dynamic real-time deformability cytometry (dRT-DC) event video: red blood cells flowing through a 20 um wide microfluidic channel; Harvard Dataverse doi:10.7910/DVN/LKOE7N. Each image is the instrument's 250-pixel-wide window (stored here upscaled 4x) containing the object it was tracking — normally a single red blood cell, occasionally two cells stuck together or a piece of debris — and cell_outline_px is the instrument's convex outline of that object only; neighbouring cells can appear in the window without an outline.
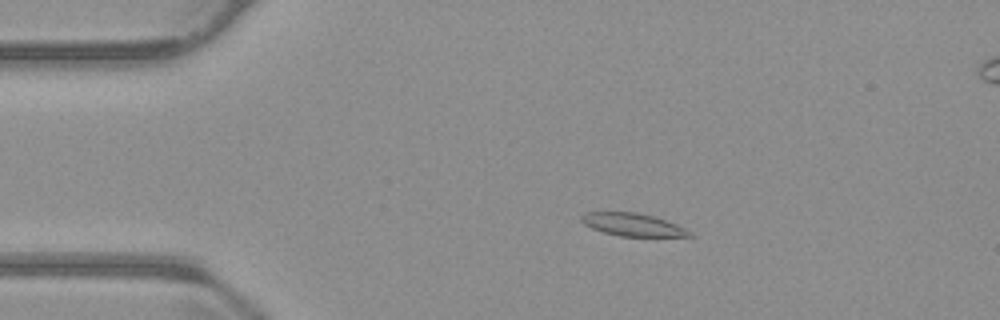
{"species": "common noctule bat (a hibernating species)", "species_latin": "Nyctalus noctula", "temperature_condition": "warm", "stored_images_in_passage": 50, "segment_of_instrument_passage": [1, 2], "camera_frame_rate_fps": 3000, "um_per_image_px": 0.085, "animal": {"sex": "male", "body_mass_g": 23.1, "forearm_length_mm": 52.7}, "frame": {"image": 1, "passage_image": 4, "time_ms": 1.0, "image_size_px": [1000, 320], "cell_outline_px": [[696, 236], [620, 236], [604, 232], [592, 228], [584, 224], [580, 220], [580, 216], [588, 212], [636, 212], [652, 216], [676, 224], [692, 232]], "centroid_in_image_um": [53.77, 19.09], "position_along_channel_um": 31.2, "area_um2": 14.16}}
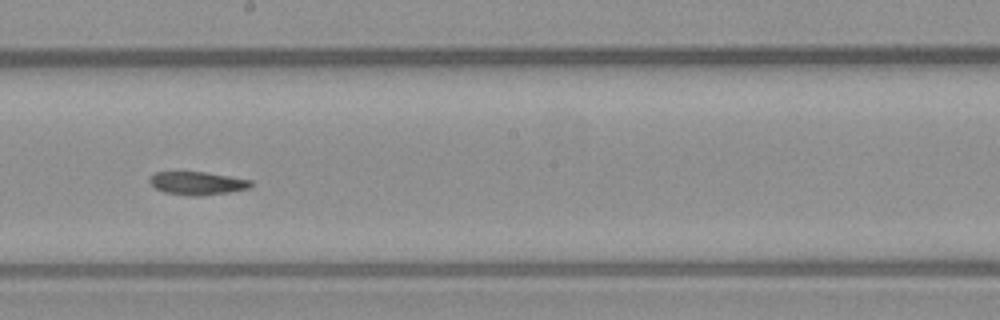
{"frame": {"image": 2, "passage_image": 24, "time_ms": 7.667, "image_size_px": [1000, 320], "cell_outline_px": [[252, 184], [248, 188], [228, 192], [200, 196], [188, 196], [164, 192], [156, 188], [148, 180], [148, 176], [156, 172], [208, 172], [252, 180]], "centroid_in_image_um": [16.75, 15.57], "position_along_channel_um": 231.5, "area_um2": 13.7}}
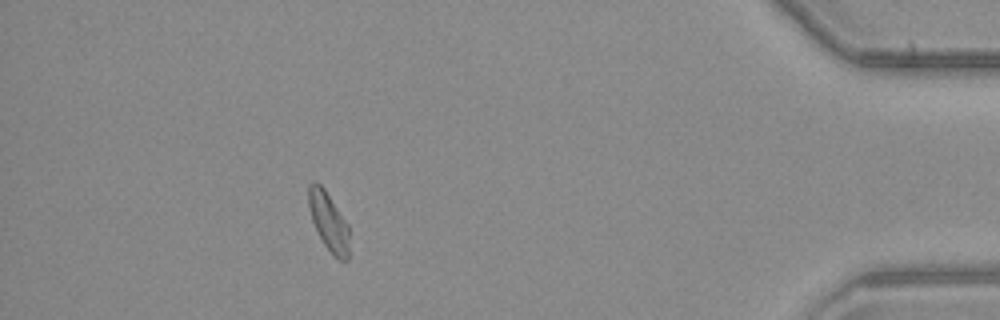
{"frame": {"image": 3, "passage_image": 43, "time_ms": 14.0, "image_size_px": [1000, 320], "cell_outline_px": [[348, 260], [340, 260], [324, 244], [312, 220], [308, 204], [308, 184], [316, 180], [324, 188], [348, 224]], "centroid_in_image_um": [27.91, 18.77], "position_along_channel_um": 407.3, "area_um2": 13.53}}